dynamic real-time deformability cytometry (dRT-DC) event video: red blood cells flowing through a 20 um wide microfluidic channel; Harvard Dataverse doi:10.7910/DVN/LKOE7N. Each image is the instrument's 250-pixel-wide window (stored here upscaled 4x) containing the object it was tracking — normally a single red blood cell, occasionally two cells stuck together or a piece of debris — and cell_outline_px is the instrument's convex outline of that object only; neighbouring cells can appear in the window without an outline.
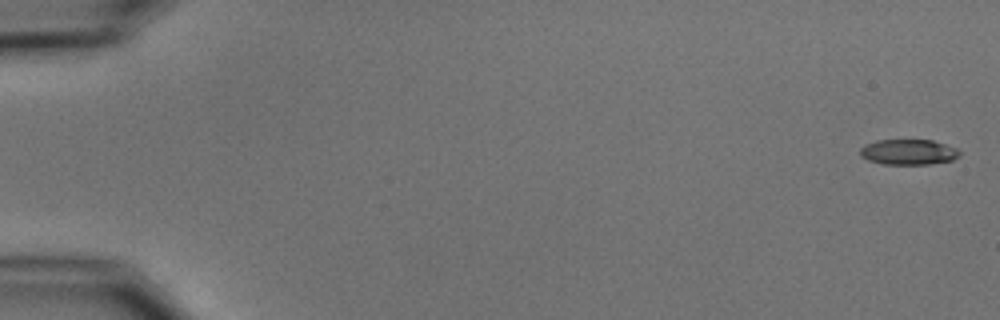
{"species": "common noctule bat (a hibernating species)", "species_latin": "Nyctalus noctula", "temperature_condition": "cold", "stored_images_in_passage": 4, "camera_frame_rate_fps": 3000, "um_per_image_px": 0.085, "animal": {"sex": "male", "body_mass_g": 15.6}, "frame": {"image": 1, "passage_image": 1, "time_ms": 0.0, "image_size_px": [1000, 320], "cell_outline_px": [[960, 156], [952, 160], [928, 164], [884, 164], [868, 160], [860, 156], [860, 148], [864, 144], [876, 140], [932, 140], [956, 148], [960, 152]], "centroid_in_image_um": [77.19, 12.92], "position_along_channel_um": 7.8, "area_um2": 14.74}}